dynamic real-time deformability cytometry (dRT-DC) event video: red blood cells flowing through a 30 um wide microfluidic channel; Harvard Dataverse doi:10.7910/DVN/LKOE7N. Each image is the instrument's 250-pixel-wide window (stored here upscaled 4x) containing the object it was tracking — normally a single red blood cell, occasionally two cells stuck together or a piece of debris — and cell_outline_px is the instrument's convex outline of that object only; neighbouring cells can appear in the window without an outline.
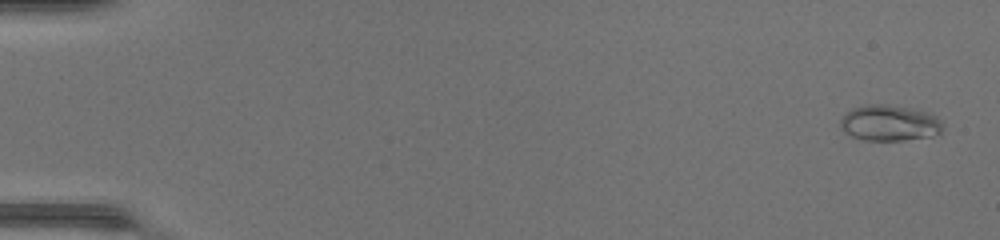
{"species": "common noctule bat (a hibernating species)", "species_latin": "Nyctalus noctula", "temperature_condition": "warm", "stored_images_in_passage": 49, "camera_frame_rate_fps": 3000, "um_per_image_px": 0.085, "animal": {"sex": "female", "body_mass_g": 17.0, "forearm_length_mm": 48.0}, "frame": {"image": 1, "passage_image": 2, "time_ms": 0.333, "image_size_px": [1000, 240], "cell_outline_px": [[940, 132], [932, 136], [900, 140], [868, 140], [852, 136], [844, 132], [840, 128], [840, 120], [852, 108], [876, 104], [884, 104], [908, 108], [928, 112], [936, 116], [940, 120]], "centroid_in_image_um": [75.58, 10.46], "position_along_channel_um": 9.4, "area_um2": 20.92}}
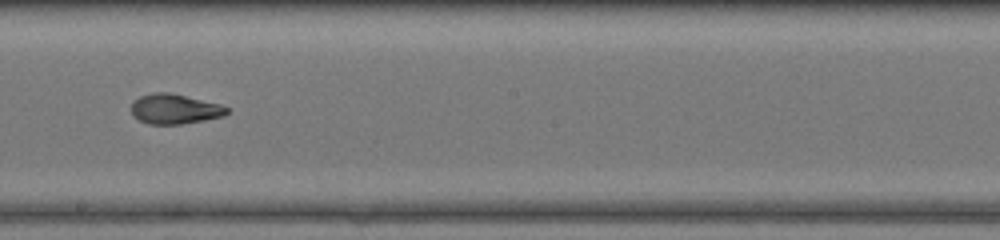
{"frame": {"image": 2, "passage_image": 29, "time_ms": 9.333, "image_size_px": [1000, 240], "cell_outline_px": [[228, 112], [224, 116], [180, 124], [148, 124], [132, 116], [132, 104], [140, 96], [152, 92], [168, 92], [220, 104], [228, 108]], "centroid_in_image_um": [14.83, 9.26], "position_along_channel_um": 233.4, "area_um2": 16.47}}
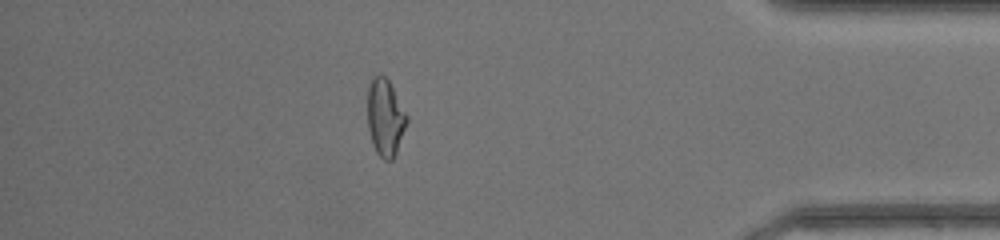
{"frame": {"image": 3, "passage_image": 43, "time_ms": 14.0, "image_size_px": [1000, 240], "cell_outline_px": [[408, 120], [396, 152], [392, 160], [384, 160], [376, 152], [372, 144], [368, 128], [368, 84], [372, 76], [384, 76], [388, 80], [408, 116]], "centroid_in_image_um": [32.73, 9.99], "position_along_channel_um": 402.5, "area_um2": 17.46}, "authors_computed_cell_mechanics": {"area_um2": 17.4556, "velocity_mm_per_s": 4.3869, "shape_relaxation_time_tau1_ms": null, "shape_relaxation_time_tau2_ms": 1.3006, "deformation_change_tau1": null, "deformation_change_tau2": 0.0665}}